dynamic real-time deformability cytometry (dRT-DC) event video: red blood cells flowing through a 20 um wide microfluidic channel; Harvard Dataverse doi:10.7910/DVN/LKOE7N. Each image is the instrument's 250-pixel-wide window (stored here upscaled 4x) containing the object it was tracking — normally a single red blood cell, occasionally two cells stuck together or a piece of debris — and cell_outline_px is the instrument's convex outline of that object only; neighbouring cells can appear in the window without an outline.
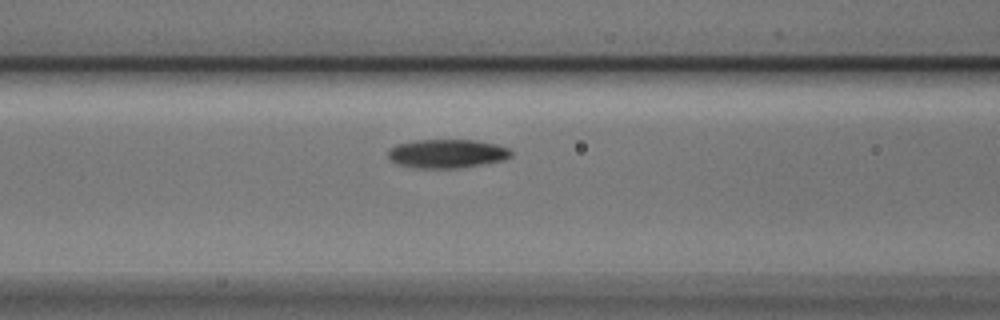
{"species": "Egyptian fruit bat (a non-hibernating species)", "species_latin": "Rousettus aegyptiacus", "temperature_condition": "cold", "stored_images_in_passage": 14, "camera_frame_rate_fps": 3000, "um_per_image_px": 0.085, "animal": {"sex": "male"}, "frame": {"image": 1, "passage_image": 12, "time_ms": 3.667, "image_size_px": [1000, 320], "cell_outline_px": [[512, 156], [504, 160], [484, 164], [460, 168], [412, 168], [396, 164], [388, 160], [388, 148], [396, 144], [416, 140], [476, 140], [496, 144], [508, 148], [512, 152]], "centroid_in_image_um": [37.96, 13.06], "position_along_channel_um": 128.6, "area_um2": 20.98}}